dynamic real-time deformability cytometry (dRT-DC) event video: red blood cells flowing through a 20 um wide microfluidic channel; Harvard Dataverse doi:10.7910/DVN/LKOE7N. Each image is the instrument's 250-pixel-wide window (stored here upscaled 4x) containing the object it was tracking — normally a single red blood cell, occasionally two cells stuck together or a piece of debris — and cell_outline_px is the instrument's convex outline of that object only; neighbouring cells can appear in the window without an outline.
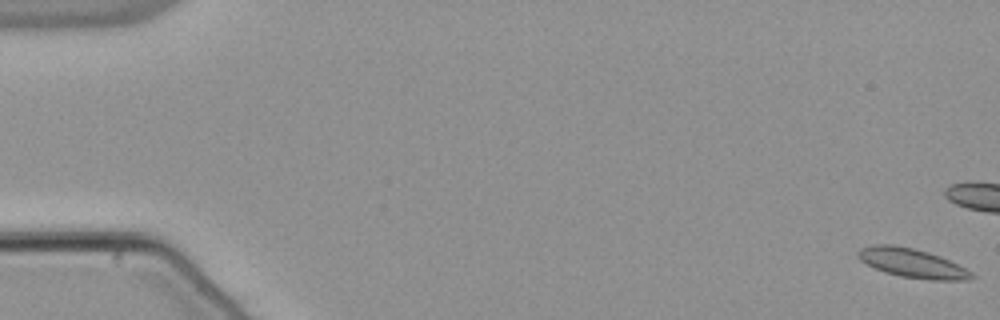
{"species": "common noctule bat (a hibernating species)", "species_latin": "Nyctalus noctula", "temperature_condition": "warm", "stored_images_in_passage": 19, "camera_frame_rate_fps": 3000, "um_per_image_px": 0.085, "animal": {"sex": "male", "body_mass_g": 21.5, "forearm_length_mm": 52.0}, "frame": {"image": 1, "passage_image": 1, "time_ms": 0.0, "image_size_px": [1000, 320], "cell_outline_px": [[976, 276], [972, 280], [932, 280], [900, 276], [884, 272], [860, 260], [856, 256], [856, 252], [860, 248], [872, 244], [892, 244], [912, 248], [928, 252], [940, 256], [972, 272]], "centroid_in_image_um": [77.52, 22.36], "position_along_channel_um": 7.5, "area_um2": 19.25}}